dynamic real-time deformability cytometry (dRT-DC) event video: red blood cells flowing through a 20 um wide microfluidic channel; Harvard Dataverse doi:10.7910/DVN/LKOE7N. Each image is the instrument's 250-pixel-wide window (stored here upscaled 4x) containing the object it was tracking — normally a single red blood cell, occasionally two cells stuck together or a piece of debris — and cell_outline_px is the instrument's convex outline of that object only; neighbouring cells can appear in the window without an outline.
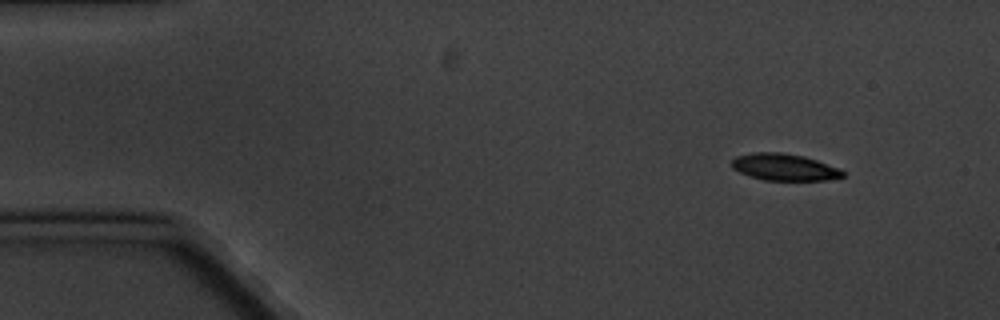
{"species": "common noctule bat (a hibernating species)", "species_latin": "Nyctalus noctula", "temperature_condition": "cold", "stored_images_in_passage": 10, "camera_frame_rate_fps": 3000, "um_per_image_px": 0.085, "animal": {"sex": "male", "body_mass_g": 20.1, "forearm_length_mm": 53.5}, "frame": {"image": 1, "passage_image": 1, "time_ms": 0.0, "image_size_px": [1000, 320], "cell_outline_px": [[844, 176], [828, 180], [764, 180], [740, 172], [732, 168], [732, 160], [736, 156], [752, 152], [780, 152], [804, 156], [840, 168], [844, 172]], "centroid_in_image_um": [66.67, 14.2], "position_along_channel_um": 18.3, "area_um2": 17.28}}
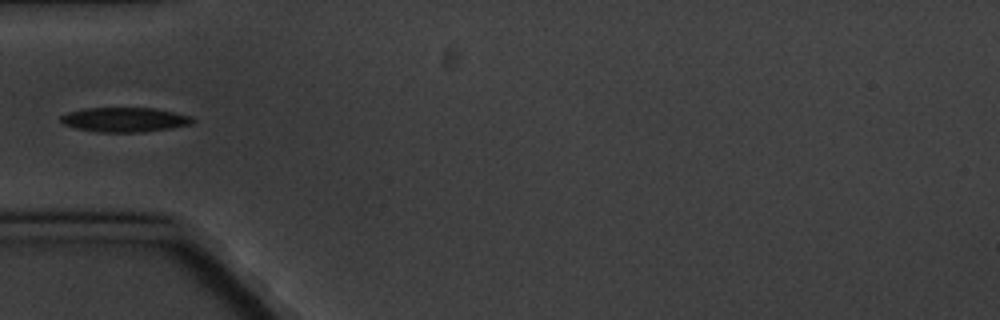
{"frame": {"image": 2, "passage_image": 4, "time_ms": 4.333, "image_size_px": [1000, 320], "cell_outline_px": [[196, 120], [192, 124], [172, 128], [144, 132], [100, 132], [76, 128], [64, 124], [60, 120], [60, 116], [68, 112], [84, 108], [156, 108], [192, 116]], "centroid_in_image_um": [10.64, 10.17], "position_along_channel_um": 74.4, "area_um2": 18.96}}